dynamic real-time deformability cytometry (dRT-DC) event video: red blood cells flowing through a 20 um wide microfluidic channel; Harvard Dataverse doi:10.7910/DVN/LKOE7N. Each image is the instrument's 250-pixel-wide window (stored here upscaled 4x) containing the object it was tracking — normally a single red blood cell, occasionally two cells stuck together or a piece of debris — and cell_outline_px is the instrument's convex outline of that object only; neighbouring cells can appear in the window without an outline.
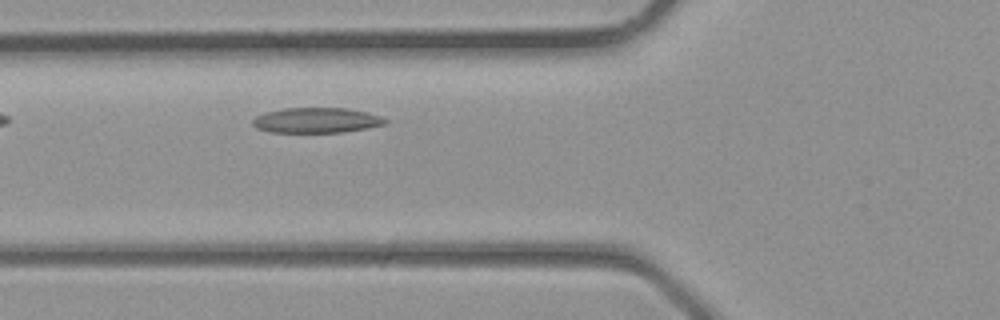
{"species": "common noctule bat (a hibernating species)", "species_latin": "Nyctalus noctula", "temperature_condition": "room temperature", "stored_images_in_passage": 2, "camera_frame_rate_fps": 3000, "um_per_image_px": 0.085, "animal": {"sex": "male", "body_mass_g": 23.1, "forearm_length_mm": 52.7}, "frame": {"image": 1, "passage_image": 2, "time_ms": 0.333, "image_size_px": [1000, 320], "cell_outline_px": [[388, 120], [384, 124], [368, 128], [340, 132], [268, 132], [256, 128], [252, 124], [252, 120], [256, 116], [264, 112], [284, 108], [348, 108], [368, 112], [380, 116]], "centroid_in_image_um": [26.87, 10.22], "position_along_channel_um": 98.9, "area_um2": 19.54}}